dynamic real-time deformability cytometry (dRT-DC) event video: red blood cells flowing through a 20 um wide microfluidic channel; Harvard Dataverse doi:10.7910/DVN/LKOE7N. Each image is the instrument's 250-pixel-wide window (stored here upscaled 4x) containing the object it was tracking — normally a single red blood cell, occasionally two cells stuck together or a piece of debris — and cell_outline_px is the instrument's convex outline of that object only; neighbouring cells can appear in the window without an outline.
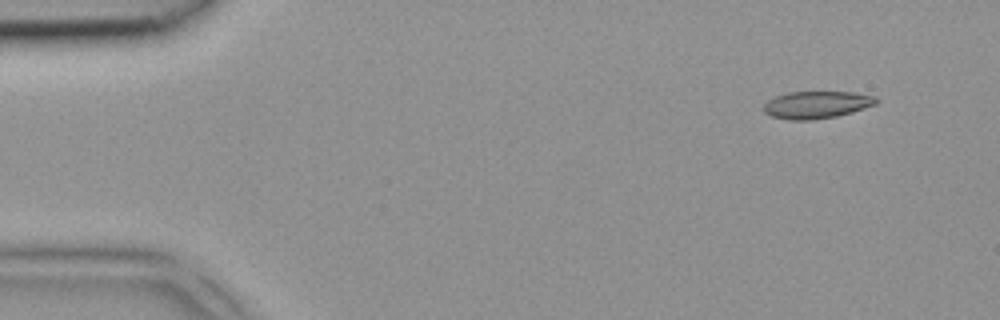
{"species": "common noctule bat (a hibernating species)", "species_latin": "Nyctalus noctula", "temperature_condition": "room temperature", "stored_images_in_passage": 3, "camera_frame_rate_fps": 3000, "um_per_image_px": 0.085, "animal": {"sex": "female", "body_mass_g": 18.4}, "frame": {"image": 1, "passage_image": 1, "time_ms": 0.0, "image_size_px": [1000, 320], "cell_outline_px": [[880, 100], [876, 104], [852, 112], [836, 116], [812, 120], [788, 120], [772, 116], [764, 112], [764, 104], [768, 100], [776, 96], [788, 92], [856, 92], [876, 96]], "centroid_in_image_um": [69.44, 8.9], "position_along_channel_um": 15.6, "area_um2": 17.98}}